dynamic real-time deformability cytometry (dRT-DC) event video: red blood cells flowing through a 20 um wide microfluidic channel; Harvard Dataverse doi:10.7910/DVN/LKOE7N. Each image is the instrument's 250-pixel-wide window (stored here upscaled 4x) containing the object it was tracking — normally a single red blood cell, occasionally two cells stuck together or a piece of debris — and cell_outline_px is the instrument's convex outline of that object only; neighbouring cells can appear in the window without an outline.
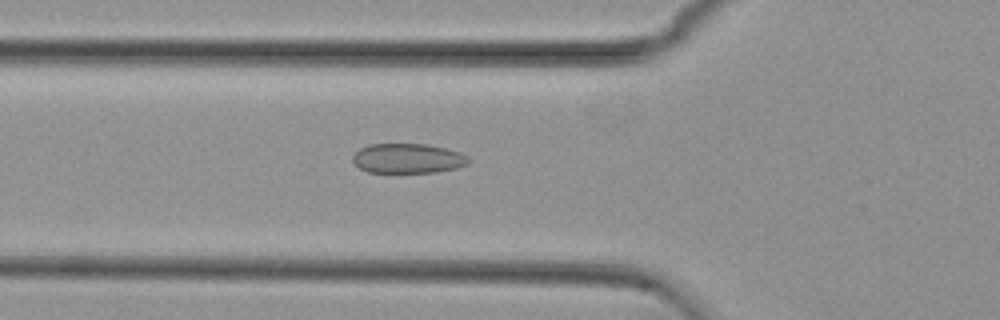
{"species": "common noctule bat (a hibernating species)", "species_latin": "Nyctalus noctula", "temperature_condition": "cold", "stored_images_in_passage": 53, "camera_frame_rate_fps": 3000, "um_per_image_px": 0.085, "animal": {"sex": "female", "body_mass_g": 29.2, "forearm_length_mm": 56.3}, "frame": {"image": 1, "passage_image": 18, "time_ms": 5.667, "image_size_px": [1000, 320], "cell_outline_px": [[472, 160], [468, 164], [456, 168], [436, 172], [368, 172], [360, 168], [352, 160], [352, 156], [360, 148], [368, 144], [428, 144], [460, 152], [468, 156]], "centroid_in_image_um": [34.69, 13.46], "position_along_channel_um": 91.1, "area_um2": 20.11}}
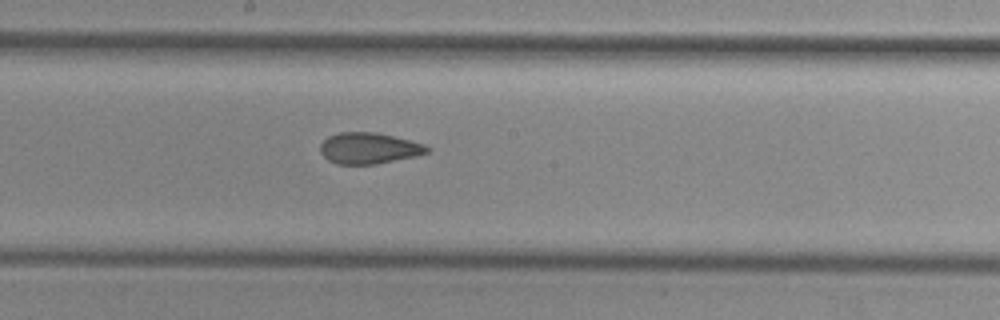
{"frame": {"image": 2, "passage_image": 28, "time_ms": 9.0, "image_size_px": [1000, 320], "cell_outline_px": [[432, 148], [428, 152], [416, 156], [376, 164], [336, 164], [328, 160], [320, 152], [320, 144], [328, 136], [340, 132], [376, 132], [424, 144]], "centroid_in_image_um": [31.34, 12.6], "position_along_channel_um": 216.9, "area_um2": 19.36}}
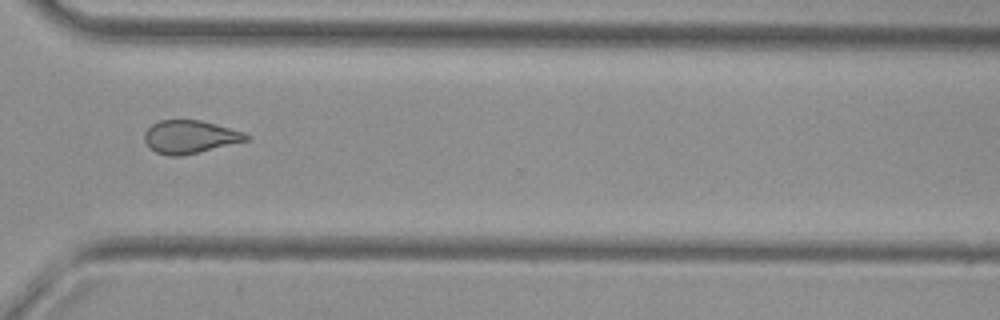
{"frame": {"image": 3, "passage_image": 39, "time_ms": 12.667, "image_size_px": [1000, 320], "cell_outline_px": [[252, 140], [180, 156], [168, 156], [156, 152], [144, 140], [144, 132], [152, 124], [160, 120], [200, 120], [244, 132], [252, 136]], "centroid_in_image_um": [16.19, 11.63], "position_along_channel_um": 354.4, "area_um2": 19.59}, "authors_computed_cell_mechanics": {"area_um2": 20.1722, "velocity_mm_per_s": 3.7497, "shape_relaxation_time_tau1_ms": null, "shape_relaxation_time_tau2_ms": 2.483, "deformation_change_tau1": null, "deformation_change_tau2": 0.0696}}